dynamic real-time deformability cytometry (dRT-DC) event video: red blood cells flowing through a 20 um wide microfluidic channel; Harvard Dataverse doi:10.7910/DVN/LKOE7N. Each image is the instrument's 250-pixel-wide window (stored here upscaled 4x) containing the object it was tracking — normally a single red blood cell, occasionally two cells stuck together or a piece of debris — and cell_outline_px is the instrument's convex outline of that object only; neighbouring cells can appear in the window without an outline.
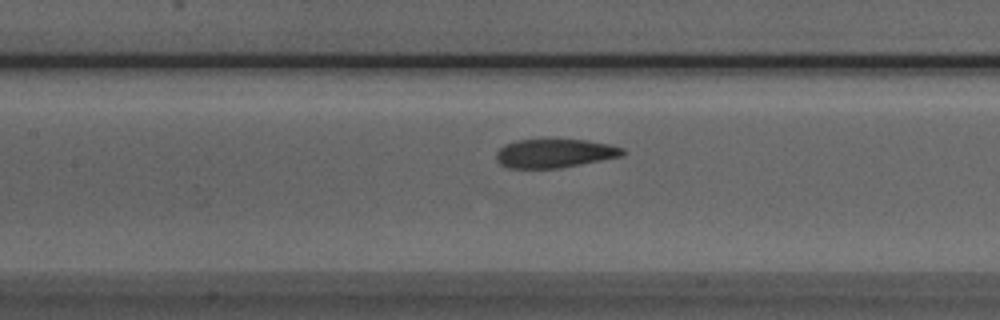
{"species": "Egyptian fruit bat (a non-hibernating species)", "species_latin": "Rousettus aegyptiacus", "temperature_condition": "room temperature", "stored_images_in_passage": 51, "camera_frame_rate_fps": 3000, "um_per_image_px": 0.085, "animal": {"sex": "male"}, "frame": {"image": 1, "passage_image": 22, "time_ms": 7.0, "image_size_px": [1000, 320], "cell_outline_px": [[628, 152], [624, 156], [560, 168], [508, 168], [500, 164], [496, 160], [496, 152], [504, 144], [516, 140], [584, 140], [608, 144], [624, 148]], "centroid_in_image_um": [47.16, 13.04], "position_along_channel_um": 160.2, "area_um2": 21.27}}
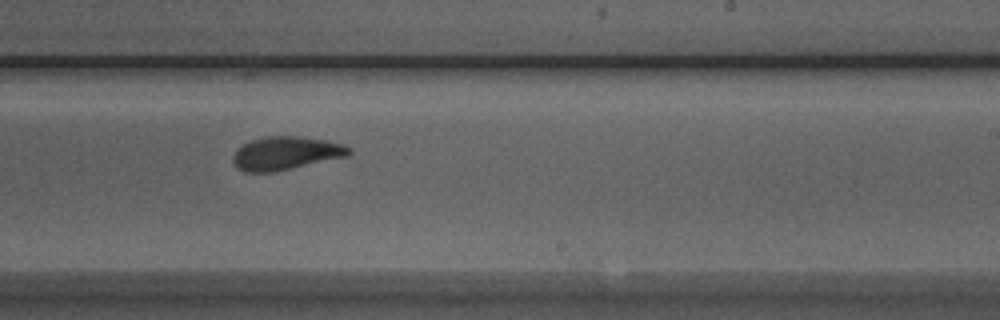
{"frame": {"image": 2, "passage_image": 30, "time_ms": 9.667, "image_size_px": [1000, 320], "cell_outline_px": [[352, 152], [348, 156], [272, 172], [244, 172], [236, 168], [232, 160], [236, 148], [252, 140], [268, 136], [300, 136], [324, 140], [344, 144]], "centroid_in_image_um": [24.26, 13.02], "position_along_channel_um": 264.7, "area_um2": 22.37}}
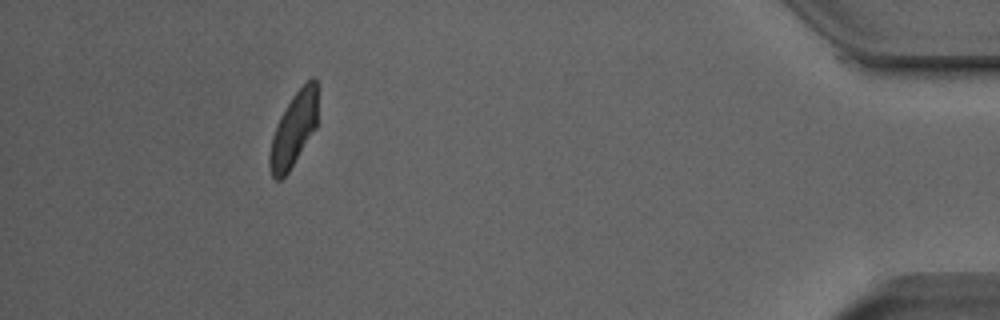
{"frame": {"image": 3, "passage_image": 46, "time_ms": 15.0, "image_size_px": [1000, 320], "cell_outline_px": [[316, 128], [288, 172], [280, 180], [276, 180], [272, 176], [268, 164], [268, 156], [272, 136], [276, 124], [280, 116], [292, 96], [312, 76], [316, 80]], "centroid_in_image_um": [24.92, 11.04], "position_along_channel_um": 410.3, "area_um2": 20.46}, "authors_computed_cell_mechanics": {"area_um2": 22.3686, "velocity_mm_per_s": 3.9328, "shape_relaxation_time_tau1_ms": 4.2238, "shape_relaxation_time_tau2_ms": 2.1021, "deformation_change_tau1": 0.1469, "deformation_change_tau2": 0.0733}}